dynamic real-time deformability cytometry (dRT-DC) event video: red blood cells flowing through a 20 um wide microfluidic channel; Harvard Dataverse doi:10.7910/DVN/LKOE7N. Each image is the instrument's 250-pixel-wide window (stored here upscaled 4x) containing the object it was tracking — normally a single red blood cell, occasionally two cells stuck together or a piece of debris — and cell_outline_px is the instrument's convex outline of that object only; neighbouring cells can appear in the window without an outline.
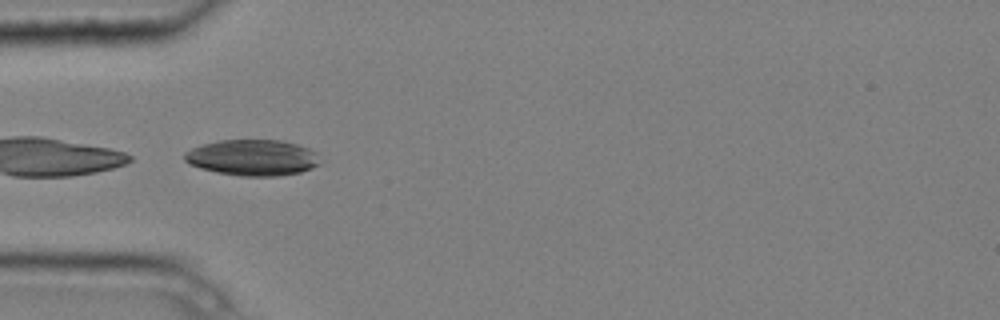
{"species": "common noctule bat (a hibernating species)", "species_latin": "Nyctalus noctula", "temperature_condition": "cold", "stored_images_in_passage": 4, "camera_frame_rate_fps": 3000, "um_per_image_px": 0.085, "animal": {"sex": "male", "body_mass_g": 20.4}, "frame": {"image": 1, "passage_image": 3, "time_ms": 0.667, "image_size_px": [1000, 320], "cell_outline_px": [[324, 160], [320, 164], [312, 168], [300, 172], [280, 176], [240, 176], [216, 172], [200, 168], [188, 164], [184, 160], [184, 152], [192, 148], [204, 144], [220, 140], [280, 140], [296, 144], [308, 148], [316, 152]], "centroid_in_image_um": [21.5, 13.4], "position_along_channel_um": 63.5, "area_um2": 28.73}}
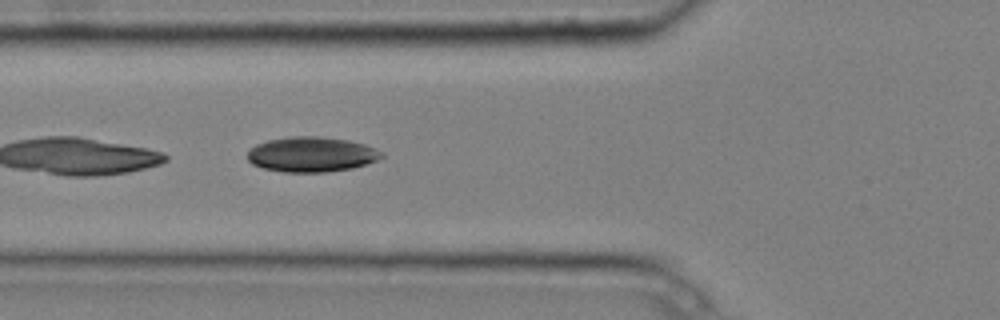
{"frame": {"image": 2, "passage_image": 4, "time_ms": 1.0, "image_size_px": [1000, 320], "cell_outline_px": [[384, 156], [376, 160], [352, 168], [328, 172], [284, 172], [264, 168], [252, 164], [248, 160], [248, 148], [256, 144], [268, 140], [292, 136], [320, 136], [348, 140], [364, 144], [384, 152]], "centroid_in_image_um": [26.46, 13.12], "position_along_channel_um": 99.3, "area_um2": 27.46}}